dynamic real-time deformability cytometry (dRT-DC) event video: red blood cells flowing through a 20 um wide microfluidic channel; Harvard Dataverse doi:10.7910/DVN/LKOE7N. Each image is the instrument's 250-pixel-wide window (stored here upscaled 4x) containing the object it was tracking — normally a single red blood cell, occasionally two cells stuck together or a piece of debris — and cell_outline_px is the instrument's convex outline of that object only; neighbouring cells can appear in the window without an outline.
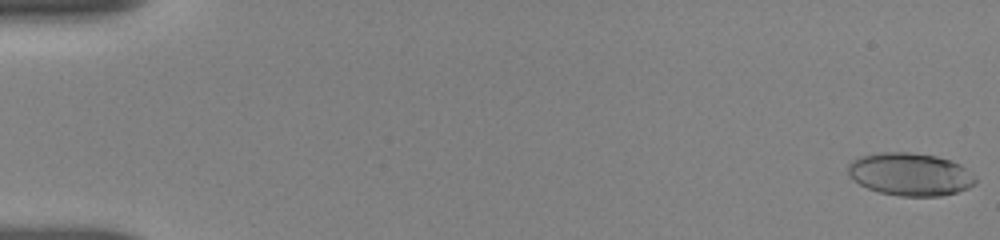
{"species": "human", "species_latin": "Homo sapiens", "temperature_condition": "room temperature", "stored_images_in_passage": 46, "camera_frame_rate_fps": 3000, "um_per_image_px": 0.085, "donor": {"sex": "female"}, "frame": {"image": 1, "passage_image": 1, "time_ms": 0.0, "image_size_px": [1000, 240], "cell_outline_px": [[976, 184], [968, 188], [956, 192], [940, 196], [900, 196], [880, 192], [868, 188], [852, 180], [848, 176], [848, 164], [852, 160], [860, 156], [880, 152], [908, 152], [936, 156], [952, 160], [960, 164], [976, 176]], "centroid_in_image_um": [77.36, 14.81], "position_along_channel_um": 7.6, "area_um2": 31.96}}
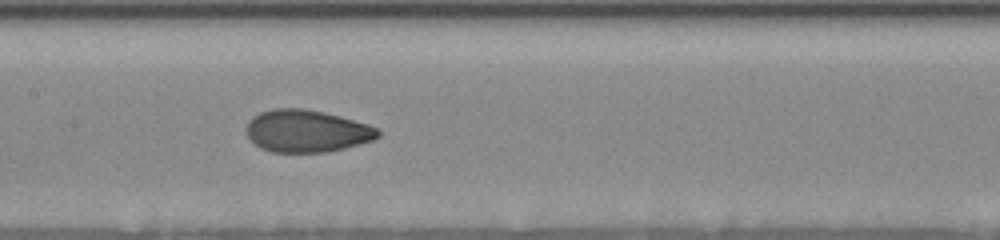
{"frame": {"image": 2, "passage_image": 30, "time_ms": 8.667, "image_size_px": [1000, 240], "cell_outline_px": [[380, 136], [372, 140], [344, 148], [328, 152], [272, 152], [260, 148], [248, 136], [244, 128], [248, 120], [252, 116], [260, 112], [272, 108], [304, 108], [324, 112], [340, 116], [368, 124], [376, 128], [380, 132]], "centroid_in_image_um": [26.03, 11.13], "position_along_channel_um": 181.4, "area_um2": 32.6}}
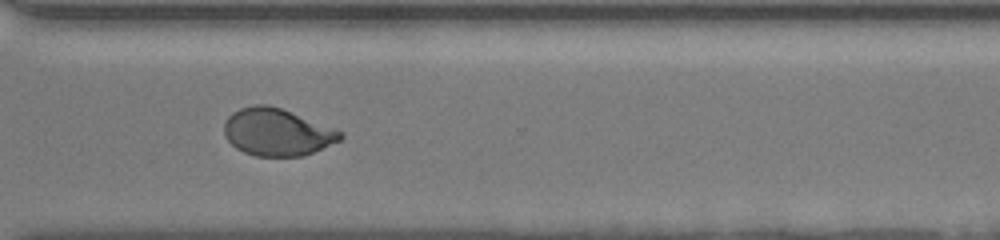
{"frame": {"image": 3, "passage_image": 45, "time_ms": 13.0, "image_size_px": [1000, 240], "cell_outline_px": [[344, 136], [340, 140], [304, 156], [256, 156], [244, 152], [236, 148], [224, 136], [224, 124], [228, 116], [232, 112], [240, 108], [256, 104], [268, 104], [280, 108], [344, 132]], "centroid_in_image_um": [23.53, 11.23], "position_along_channel_um": 347.1, "area_um2": 31.85}}